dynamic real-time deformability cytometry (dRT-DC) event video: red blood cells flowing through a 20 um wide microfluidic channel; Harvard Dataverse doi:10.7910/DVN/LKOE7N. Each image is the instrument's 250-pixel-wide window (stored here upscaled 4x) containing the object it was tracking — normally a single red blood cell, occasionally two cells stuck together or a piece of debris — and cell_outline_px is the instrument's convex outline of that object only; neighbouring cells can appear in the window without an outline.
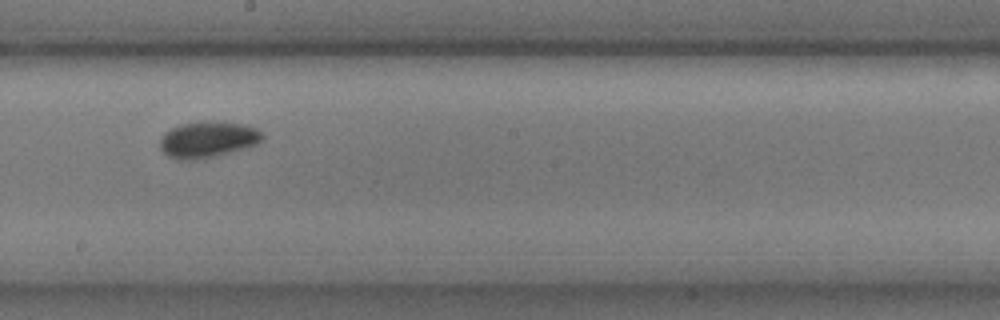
{"species": "common noctule bat (a hibernating species)", "species_latin": "Nyctalus noctula", "temperature_condition": "cold", "stored_images_in_passage": 12, "camera_frame_rate_fps": 3000, "um_per_image_px": 0.085, "animal": {"sex": "male", "body_mass_g": 17.9, "forearm_length_mm": 54.2}, "frame": {"image": 1, "passage_image": 6, "time_ms": 1.667, "image_size_px": [1000, 320], "cell_outline_px": [[264, 136], [256, 144], [244, 148], [212, 156], [184, 160], [180, 160], [168, 156], [160, 148], [160, 136], [164, 132], [180, 124], [204, 120], [212, 120], [248, 124], [256, 128]], "centroid_in_image_um": [17.64, 11.81], "position_along_channel_um": 230.6, "area_um2": 21.56}}
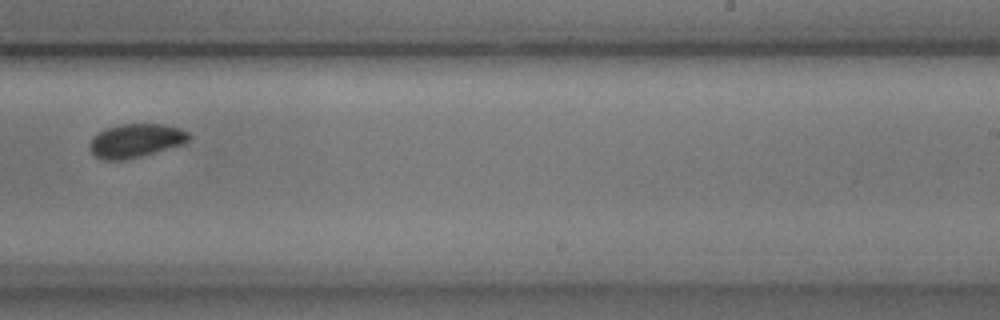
{"frame": {"image": 2, "passage_image": 7, "time_ms": 2.0, "image_size_px": [1000, 320], "cell_outline_px": [[192, 136], [184, 144], [140, 156], [124, 160], [104, 160], [96, 156], [88, 148], [88, 144], [92, 136], [96, 132], [104, 128], [120, 124], [164, 124], [180, 128], [188, 132]], "centroid_in_image_um": [11.51, 11.94], "position_along_channel_um": 277.5, "area_um2": 19.71}}